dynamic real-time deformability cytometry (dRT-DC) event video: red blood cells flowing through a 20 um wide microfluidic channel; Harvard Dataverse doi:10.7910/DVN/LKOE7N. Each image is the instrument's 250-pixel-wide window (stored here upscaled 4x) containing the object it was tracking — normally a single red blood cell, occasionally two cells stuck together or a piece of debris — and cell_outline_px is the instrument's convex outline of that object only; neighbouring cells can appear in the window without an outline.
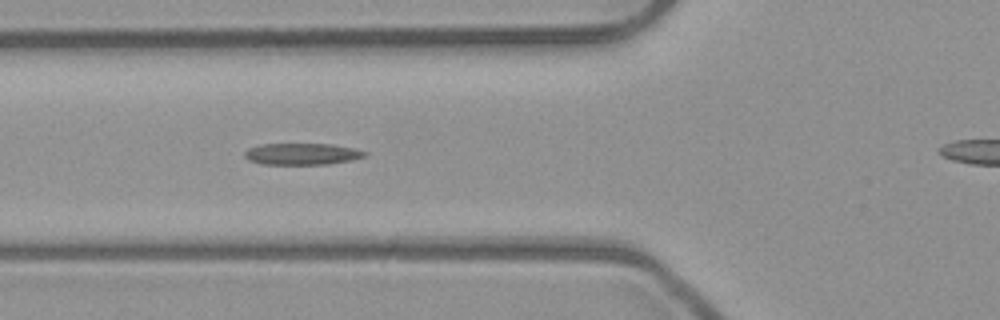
{"species": "common noctule bat (a hibernating species)", "species_latin": "Nyctalus noctula", "temperature_condition": "room temperature", "stored_images_in_passage": 4, "camera_frame_rate_fps": 3000, "um_per_image_px": 0.085, "animal": {"sex": "male", "body_mass_g": 23.1, "forearm_length_mm": 52.7}, "frame": {"image": 1, "passage_image": 3, "time_ms": 0.667, "image_size_px": [1000, 320], "cell_outline_px": [[368, 156], [352, 160], [328, 164], [260, 164], [248, 160], [244, 156], [244, 152], [248, 148], [260, 144], [332, 144], [352, 148], [368, 152]], "centroid_in_image_um": [25.67, 13.09], "position_along_channel_um": 100.1, "area_um2": 15.2}}